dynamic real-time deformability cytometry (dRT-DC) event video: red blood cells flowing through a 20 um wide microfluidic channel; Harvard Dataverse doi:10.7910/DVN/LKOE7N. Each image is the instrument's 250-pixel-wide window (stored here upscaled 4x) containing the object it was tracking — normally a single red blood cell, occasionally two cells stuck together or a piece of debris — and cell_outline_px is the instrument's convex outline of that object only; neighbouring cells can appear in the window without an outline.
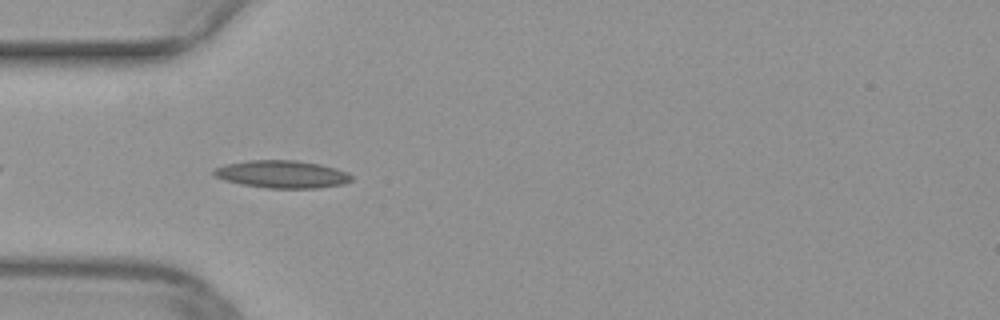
{"species": "common noctule bat (a hibernating species)", "species_latin": "Nyctalus noctula", "temperature_condition": "warm", "stored_images_in_passage": 38, "camera_frame_rate_fps": 3000, "um_per_image_px": 0.085, "animal": {"sex": "female", "body_mass_g": 29.2, "forearm_length_mm": 56.3}, "frame": {"image": 1, "passage_image": 3, "time_ms": 0.667, "image_size_px": [1000, 320], "cell_outline_px": [[352, 180], [344, 184], [320, 188], [268, 188], [240, 184], [224, 180], [216, 176], [212, 172], [212, 168], [224, 164], [248, 160], [296, 160], [320, 164], [336, 168], [348, 172], [352, 176]], "centroid_in_image_um": [23.96, 14.8], "position_along_channel_um": 61.0, "area_um2": 22.37}}
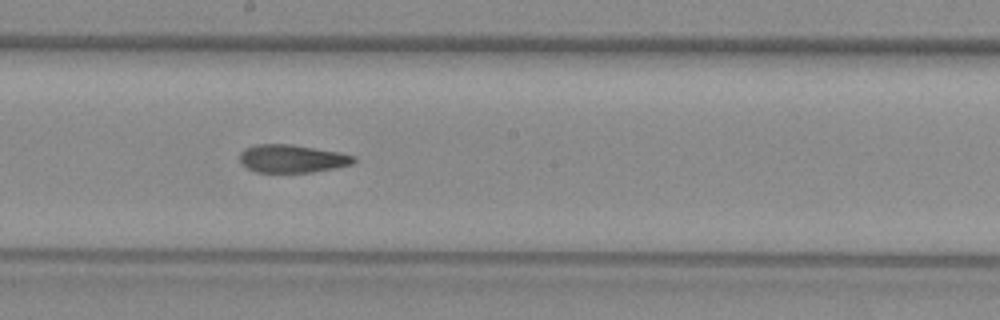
{"frame": {"image": 2, "passage_image": 15, "time_ms": 4.667, "image_size_px": [1000, 320], "cell_outline_px": [[356, 160], [352, 164], [336, 168], [312, 172], [256, 172], [248, 168], [240, 160], [240, 152], [244, 148], [256, 144], [292, 144], [340, 152], [356, 156]], "centroid_in_image_um": [24.85, 13.47], "position_along_channel_um": 223.3, "area_um2": 18.67}}
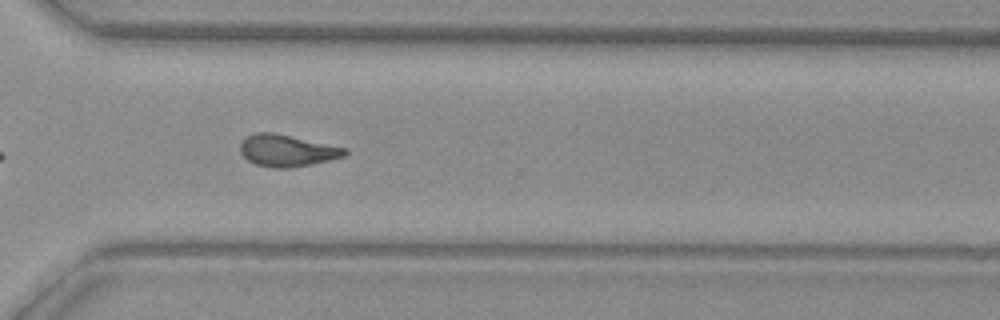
{"frame": {"image": 3, "passage_image": 24, "time_ms": 7.667, "image_size_px": [1000, 320], "cell_outline_px": [[348, 152], [344, 156], [328, 160], [288, 168], [272, 168], [256, 164], [248, 160], [240, 152], [240, 144], [248, 136], [256, 132], [272, 132], [348, 148]], "centroid_in_image_um": [24.39, 12.79], "position_along_channel_um": 346.2, "area_um2": 19.13}}